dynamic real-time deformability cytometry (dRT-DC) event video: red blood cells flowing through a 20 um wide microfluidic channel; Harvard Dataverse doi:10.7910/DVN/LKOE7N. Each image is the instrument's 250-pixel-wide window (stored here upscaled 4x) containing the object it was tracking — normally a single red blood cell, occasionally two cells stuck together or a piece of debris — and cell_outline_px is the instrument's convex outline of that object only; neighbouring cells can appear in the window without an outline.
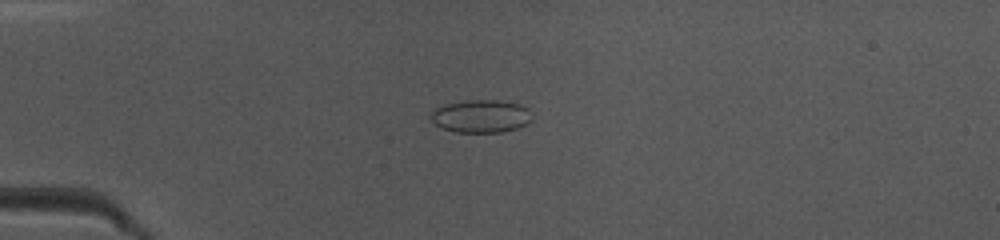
{"species": "common noctule bat (a hibernating species)", "species_latin": "Nyctalus noctula", "temperature_condition": "warm", "stored_images_in_passage": 49, "camera_frame_rate_fps": 3000, "um_per_image_px": 0.085, "animal": {"sex": "female", "body_mass_g": 10.0, "forearm_length_mm": 53.1}, "frame": {"image": 1, "passage_image": 13, "time_ms": 4.0, "image_size_px": [1000, 240], "cell_outline_px": [[532, 120], [516, 128], [500, 132], [456, 132], [440, 128], [428, 116], [436, 108], [444, 104], [468, 100], [496, 100], [520, 104], [528, 108]], "centroid_in_image_um": [40.85, 9.87], "position_along_channel_um": 44.2, "area_um2": 19.31}}
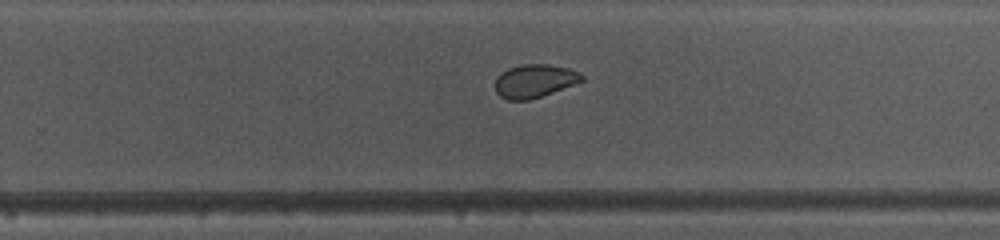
{"frame": {"image": 2, "passage_image": 32, "time_ms": 10.333, "image_size_px": [1000, 240], "cell_outline_px": [[584, 80], [552, 92], [528, 100], [508, 100], [500, 96], [496, 92], [496, 76], [508, 68], [524, 64], [548, 64], [568, 68], [584, 76]], "centroid_in_image_um": [45.4, 6.87], "position_along_channel_um": 284.4, "area_um2": 16.53}}
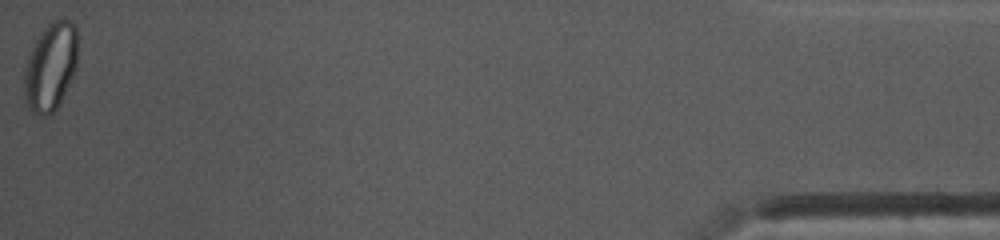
{"frame": {"image": 3, "passage_image": 49, "time_ms": 16.0, "image_size_px": [1000, 240], "cell_outline_px": [[76, 68], [56, 112], [48, 116], [36, 116], [28, 108], [24, 96], [24, 68], [28, 56], [40, 32], [52, 20], [68, 20], [76, 28]], "centroid_in_image_um": [4.27, 5.74], "position_along_channel_um": 430.9, "area_um2": 27.51}, "authors_computed_cell_mechanics": {"area_um2": 18.9584, "velocity_mm_per_s": 4.1117, "shape_relaxation_time_tau1_ms": 6.1475, "shape_relaxation_time_tau2_ms": 1.4743, "deformation_change_tau1": 0.116, "deformation_change_tau2": 0.0542}}